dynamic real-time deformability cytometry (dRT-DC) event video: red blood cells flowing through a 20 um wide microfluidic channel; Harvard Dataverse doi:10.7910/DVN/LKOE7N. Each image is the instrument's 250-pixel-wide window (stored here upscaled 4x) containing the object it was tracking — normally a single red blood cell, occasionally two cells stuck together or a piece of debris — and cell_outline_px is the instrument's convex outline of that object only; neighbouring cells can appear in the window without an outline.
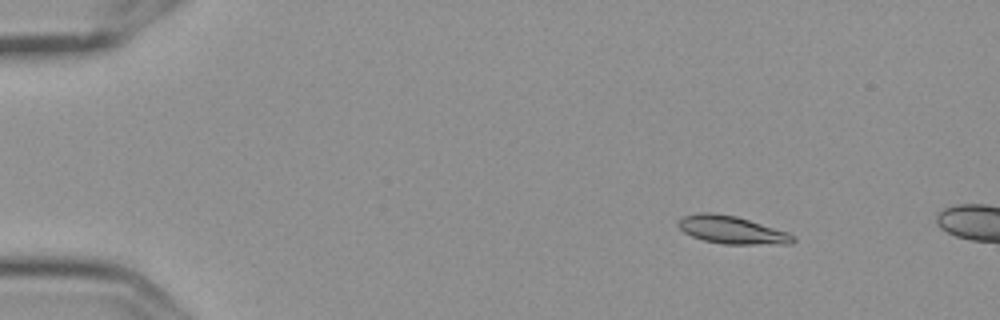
{"species": "Egyptian fruit bat (a non-hibernating species)", "species_latin": "Rousettus aegyptiacus", "temperature_condition": "cold", "stored_images_in_passage": 3, "camera_frame_rate_fps": 3000, "um_per_image_px": 0.085, "frame": {"image": 1, "passage_image": 2, "time_ms": 0.333, "image_size_px": [1000, 320], "cell_outline_px": [[796, 240], [792, 244], [724, 244], [704, 240], [692, 236], [684, 232], [676, 224], [676, 220], [684, 216], [700, 212], [712, 212], [736, 216], [788, 232], [796, 236]], "centroid_in_image_um": [62.21, 19.54], "position_along_channel_um": 22.8, "area_um2": 18.67}}